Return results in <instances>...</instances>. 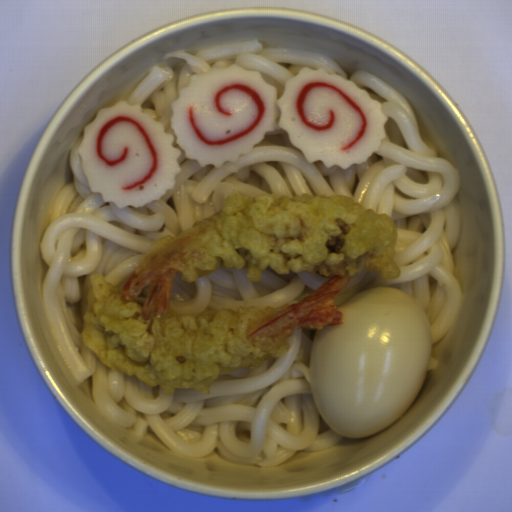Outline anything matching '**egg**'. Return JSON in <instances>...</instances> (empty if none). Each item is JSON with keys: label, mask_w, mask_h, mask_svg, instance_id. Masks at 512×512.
Instances as JSON below:
<instances>
[{"label": "egg", "mask_w": 512, "mask_h": 512, "mask_svg": "<svg viewBox=\"0 0 512 512\" xmlns=\"http://www.w3.org/2000/svg\"><path fill=\"white\" fill-rule=\"evenodd\" d=\"M318 329L308 378L314 406L344 438L372 436L406 412L425 386L433 351L423 301L410 291L372 287Z\"/></svg>", "instance_id": "1"}]
</instances>
